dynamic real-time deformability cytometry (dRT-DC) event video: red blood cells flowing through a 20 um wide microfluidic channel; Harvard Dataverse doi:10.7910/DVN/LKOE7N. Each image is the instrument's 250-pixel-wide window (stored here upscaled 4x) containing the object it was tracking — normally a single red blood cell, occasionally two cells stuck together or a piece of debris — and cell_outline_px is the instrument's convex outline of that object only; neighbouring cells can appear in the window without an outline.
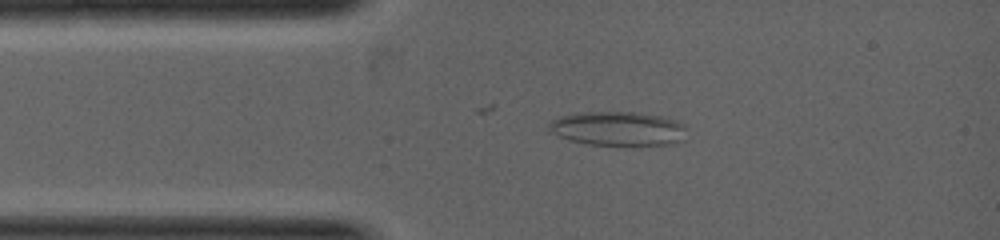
{"species": "common noctule bat (a hibernating species)", "species_latin": "Nyctalus noctula", "temperature_condition": "warm", "stored_images_in_passage": 17, "camera_frame_rate_fps": 5000, "um_per_image_px": 0.085, "animal": {"sex": "female", "body_mass_g": 19.0, "forearm_length_mm": 53.3}, "frame": {"image": 1, "passage_image": 4, "time_ms": 1.0, "image_size_px": [1000, 240], "cell_outline_px": [[688, 140], [672, 144], [592, 144], [568, 140], [548, 132], [548, 124], [552, 120], [560, 116], [584, 112], [636, 112], [660, 116], [684, 124], [688, 128]], "centroid_in_image_um": [52.57, 10.93], "position_along_channel_um": 32.4, "area_um2": 27.51}}
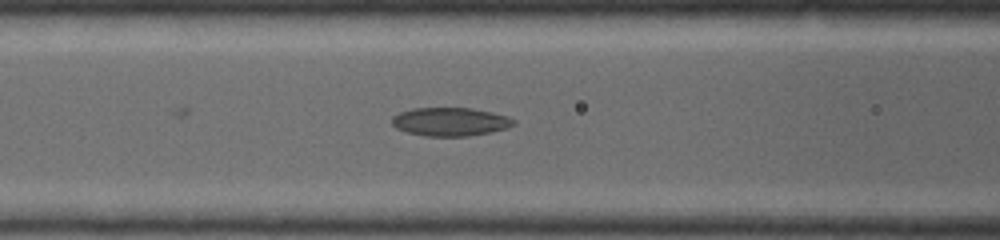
{"frame": {"image": 2, "passage_image": 9, "time_ms": 2.4, "image_size_px": [1000, 240], "cell_outline_px": [[516, 124], [504, 128], [488, 132], [468, 136], [424, 136], [408, 132], [396, 128], [392, 124], [392, 116], [400, 112], [412, 108], [472, 108], [492, 112], [508, 116], [516, 120]], "centroid_in_image_um": [38.26, 10.34], "position_along_channel_um": 128.3, "area_um2": 20.11}}
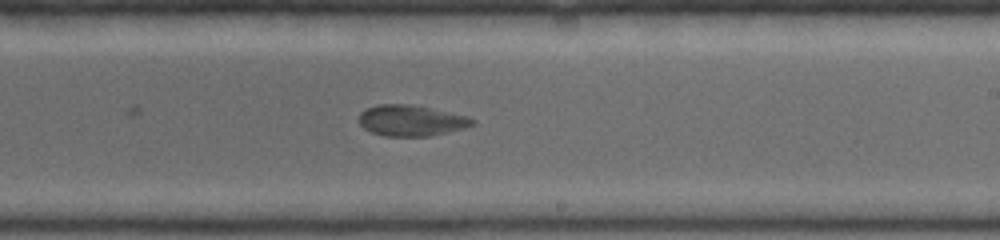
{"frame": {"image": 3, "passage_image": 17, "time_ms": 4.0, "image_size_px": [1000, 240], "cell_outline_px": [[476, 124], [464, 128], [428, 136], [384, 136], [372, 132], [364, 128], [360, 124], [360, 112], [364, 108], [376, 104], [408, 104], [468, 116], [476, 120]], "centroid_in_image_um": [34.93, 10.24], "position_along_channel_um": 254.1, "area_um2": 20.35}}